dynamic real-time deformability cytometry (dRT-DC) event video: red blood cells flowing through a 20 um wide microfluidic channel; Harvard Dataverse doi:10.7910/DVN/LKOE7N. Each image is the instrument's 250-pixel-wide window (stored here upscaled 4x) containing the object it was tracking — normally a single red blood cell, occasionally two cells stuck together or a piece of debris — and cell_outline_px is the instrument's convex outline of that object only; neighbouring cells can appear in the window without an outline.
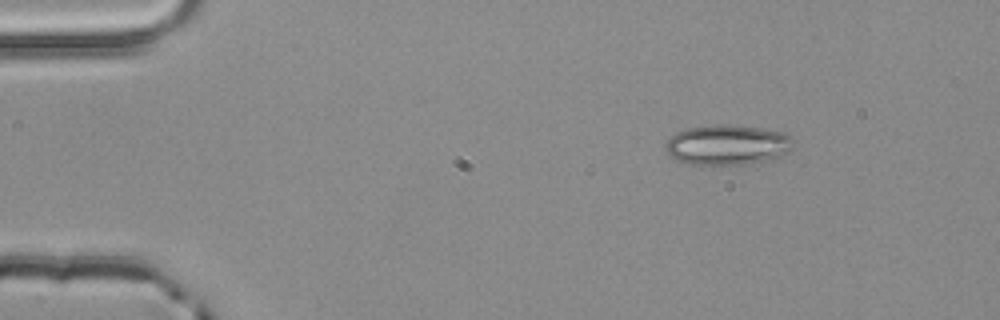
{"species": "common noctule bat (a hibernating species)", "species_latin": "Nyctalus noctula", "temperature_condition": "room temperature", "stored_images_in_passage": 3, "camera_frame_rate_fps": 3000, "um_per_image_px": 0.085, "animal": {"sex": "male", "body_mass_g": 20.4}, "frame": {"image": 1, "passage_image": 1, "time_ms": 0.0, "image_size_px": [1000, 320], "cell_outline_px": [[792, 148], [780, 156], [772, 160], [752, 164], [688, 164], [672, 160], [664, 148], [664, 144], [676, 132], [684, 128], [720, 124], [732, 124], [760, 128], [784, 132], [792, 136]], "centroid_in_image_um": [61.8, 12.31], "position_along_channel_um": 23.2, "area_um2": 30.4}}